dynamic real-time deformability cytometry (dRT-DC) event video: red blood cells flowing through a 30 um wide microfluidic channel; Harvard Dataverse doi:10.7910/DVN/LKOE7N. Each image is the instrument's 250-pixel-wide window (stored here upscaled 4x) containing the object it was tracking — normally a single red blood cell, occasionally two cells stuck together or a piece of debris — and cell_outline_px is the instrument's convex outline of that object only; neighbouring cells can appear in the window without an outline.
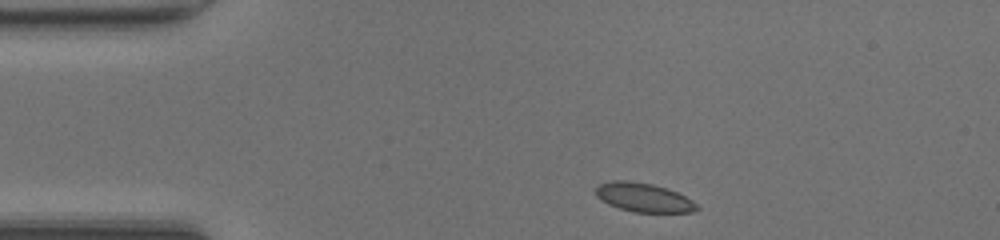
{"species": "common noctule bat (a hibernating species)", "species_latin": "Nyctalus noctula", "temperature_condition": "room temperature", "stored_images_in_passage": 40, "camera_frame_rate_fps": 3000, "um_per_image_px": 0.085, "animal": {"sex": "female", "body_mass_g": 20.0, "forearm_length_mm": 54.0}, "frame": {"image": 1, "passage_image": 1, "time_ms": 0.0, "image_size_px": [1000, 240], "cell_outline_px": [[700, 208], [692, 212], [632, 212], [608, 204], [600, 200], [596, 196], [596, 188], [600, 184], [612, 180], [628, 180], [652, 184], [668, 188], [692, 200]], "centroid_in_image_um": [54.69, 16.78], "position_along_channel_um": 30.3, "area_um2": 17.05}}
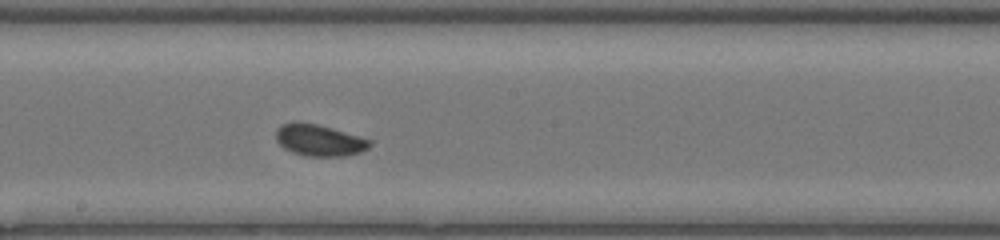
{"frame": {"image": 2, "passage_image": 18, "time_ms": 5.667, "image_size_px": [1000, 240], "cell_outline_px": [[372, 144], [368, 148], [360, 152], [344, 156], [304, 156], [292, 152], [284, 148], [276, 140], [276, 128], [280, 124], [292, 120], [316, 124], [332, 128], [372, 140]], "centroid_in_image_um": [27.1, 11.9], "position_along_channel_um": 221.1, "area_um2": 17.46}}
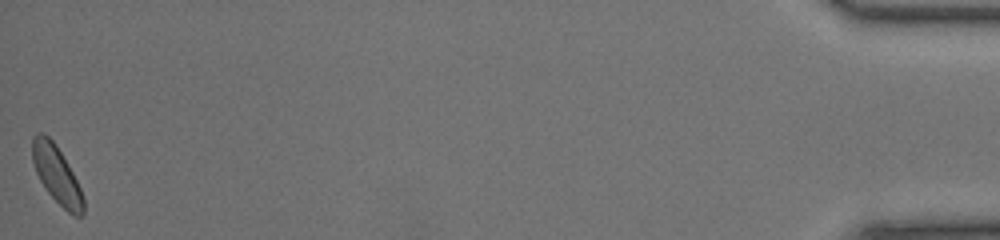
{"frame": {"image": 3, "passage_image": 40, "time_ms": 13.0, "image_size_px": [1000, 240], "cell_outline_px": [[84, 212], [80, 216], [72, 216], [48, 192], [40, 180], [36, 172], [32, 160], [32, 136], [36, 132], [44, 132], [52, 140], [68, 164], [80, 188], [84, 200]], "centroid_in_image_um": [4.8, 14.83], "position_along_channel_um": 430.4, "area_um2": 16.88}, "authors_computed_cell_mechanics": {"area_um2": 17.051, "velocity_mm_per_s": 4.277, "shape_relaxation_time_tau1_ms": 3.6075, "shape_relaxation_time_tau2_ms": 3.7462, "deformation_change_tau1": 0.0883, "deformation_change_tau2": 0.0615}}